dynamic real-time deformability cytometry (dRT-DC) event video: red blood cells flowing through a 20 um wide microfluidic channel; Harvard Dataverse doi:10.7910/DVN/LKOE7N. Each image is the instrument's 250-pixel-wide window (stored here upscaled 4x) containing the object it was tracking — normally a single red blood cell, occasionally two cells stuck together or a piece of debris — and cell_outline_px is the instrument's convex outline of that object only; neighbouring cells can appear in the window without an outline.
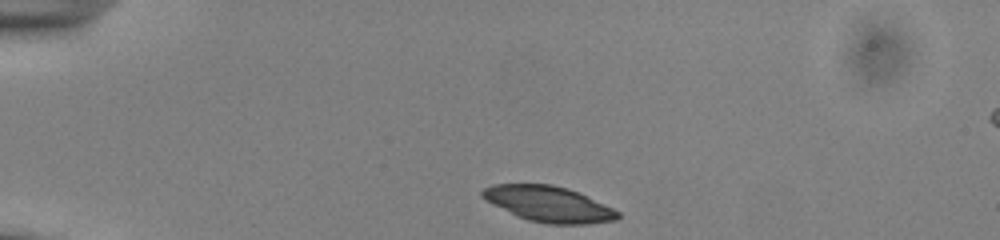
{"species": "common noctule bat (a hibernating species)", "species_latin": "Nyctalus noctula", "temperature_condition": "cold", "stored_images_in_passage": 42, "camera_frame_rate_fps": 3000, "um_per_image_px": 0.085, "animal": {"sex": "male", "body_mass_g": 13.0, "forearm_length_mm": 53.1}, "frame": {"image": 1, "passage_image": 1, "time_ms": 0.0, "image_size_px": [1000, 240], "cell_outline_px": [[620, 216], [616, 220], [588, 224], [548, 224], [528, 220], [516, 216], [480, 196], [480, 192], [484, 188], [492, 184], [552, 184], [568, 188], [580, 192], [620, 212]], "centroid_in_image_um": [46.65, 17.34], "position_along_channel_um": 38.3, "area_um2": 28.15}}
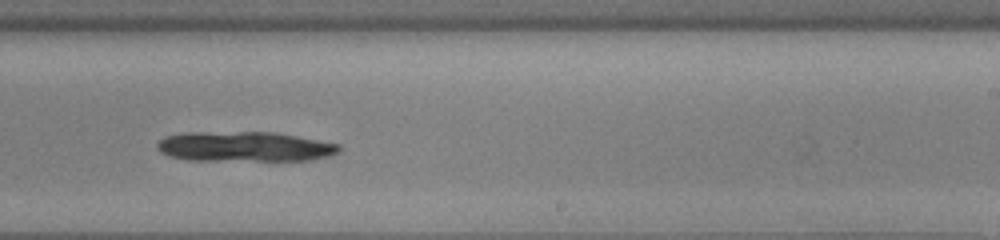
{"frame": {"image": 2, "passage_image": 23, "time_ms": 7.333, "image_size_px": [1000, 240], "cell_outline_px": [[340, 152], [328, 156], [308, 160], [188, 160], [168, 156], [160, 152], [156, 148], [156, 144], [160, 140], [168, 136], [188, 132], [276, 132], [340, 144]], "centroid_in_image_um": [20.79, 12.46], "position_along_channel_um": 268.2, "area_um2": 31.79}}
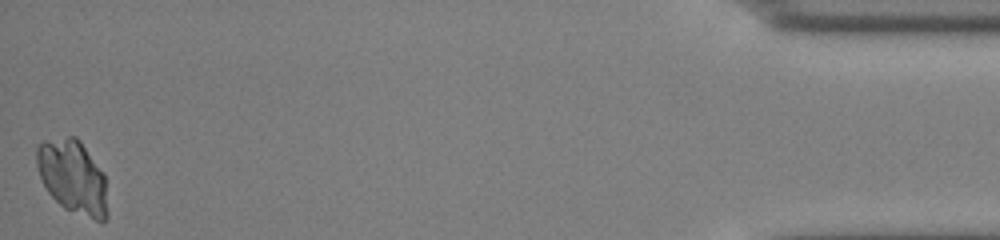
{"frame": {"image": 3, "passage_image": 42, "time_ms": 13.667, "image_size_px": [1000, 240], "cell_outline_px": [[108, 216], [100, 224], [64, 208], [48, 192], [40, 176], [36, 164], [36, 148], [44, 140], [68, 136], [76, 136], [80, 140], [104, 172], [108, 212]], "centroid_in_image_um": [6.22, 15.06], "position_along_channel_um": 429.0, "area_um2": 30.87}}